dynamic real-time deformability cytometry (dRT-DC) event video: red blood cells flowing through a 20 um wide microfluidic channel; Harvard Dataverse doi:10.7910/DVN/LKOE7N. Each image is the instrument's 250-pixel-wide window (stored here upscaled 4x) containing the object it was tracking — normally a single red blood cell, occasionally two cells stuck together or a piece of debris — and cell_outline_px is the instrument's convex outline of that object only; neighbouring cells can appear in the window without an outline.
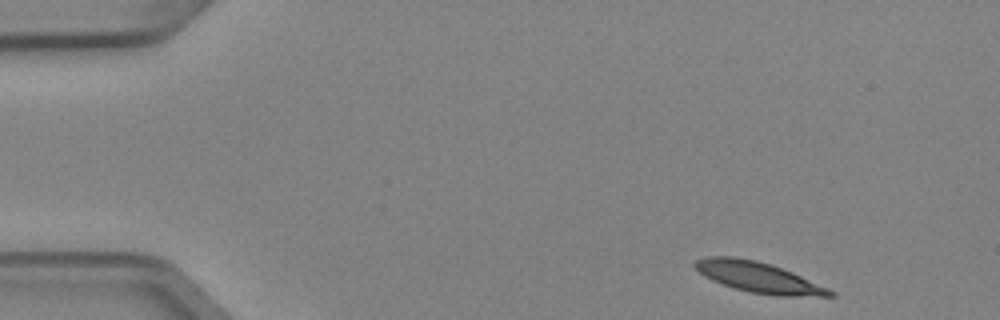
{"species": "Egyptian fruit bat (a non-hibernating species)", "species_latin": "Rousettus aegyptiacus", "temperature_condition": "cold", "stored_images_in_passage": 7, "camera_frame_rate_fps": 3000, "um_per_image_px": 0.085, "animal": {"sex": "female"}, "frame": {"image": 1, "passage_image": 1, "time_ms": 0.0, "image_size_px": [1000, 320], "cell_outline_px": [[836, 296], [776, 296], [752, 292], [736, 288], [712, 280], [704, 276], [692, 264], [696, 260], [704, 256], [732, 256], [756, 260], [772, 264], [792, 272], [828, 288], [836, 292]], "centroid_in_image_um": [64.47, 23.55], "position_along_channel_um": 20.5, "area_um2": 23.93}}
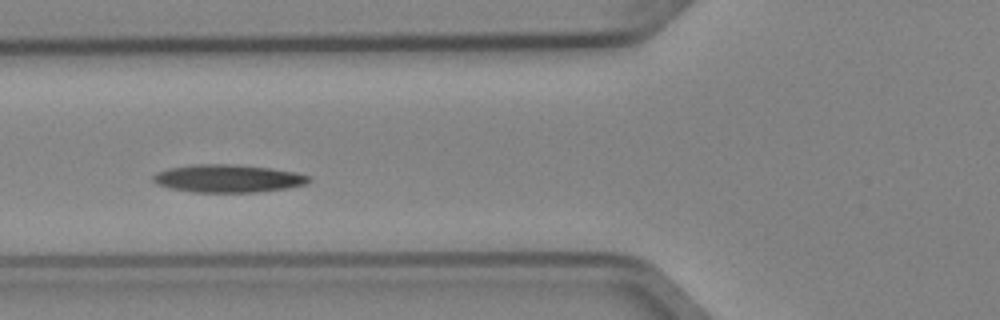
{"frame": {"image": 2, "passage_image": 5, "time_ms": 1.333, "image_size_px": [1000, 320], "cell_outline_px": [[312, 180], [304, 184], [288, 188], [256, 192], [192, 192], [168, 188], [152, 180], [152, 176], [156, 172], [168, 168], [196, 164], [236, 164], [272, 168], [296, 172], [312, 176]], "centroid_in_image_um": [19.4, 15.16], "position_along_channel_um": 106.4, "area_um2": 25.43}}
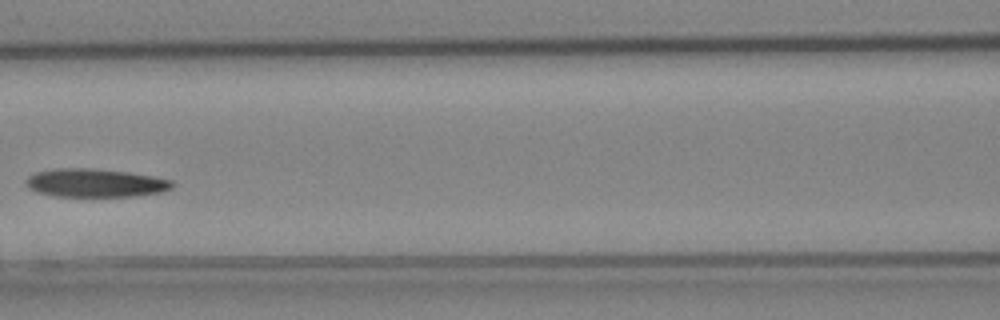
{"frame": {"image": 3, "passage_image": 6, "time_ms": 1.667, "image_size_px": [1000, 320], "cell_outline_px": [[176, 184], [172, 188], [160, 192], [132, 196], [56, 196], [40, 192], [28, 188], [28, 176], [36, 172], [56, 168], [92, 168], [128, 172], [152, 176], [172, 180]], "centroid_in_image_um": [8.14, 15.54], "position_along_channel_um": 158.5, "area_um2": 23.93}}